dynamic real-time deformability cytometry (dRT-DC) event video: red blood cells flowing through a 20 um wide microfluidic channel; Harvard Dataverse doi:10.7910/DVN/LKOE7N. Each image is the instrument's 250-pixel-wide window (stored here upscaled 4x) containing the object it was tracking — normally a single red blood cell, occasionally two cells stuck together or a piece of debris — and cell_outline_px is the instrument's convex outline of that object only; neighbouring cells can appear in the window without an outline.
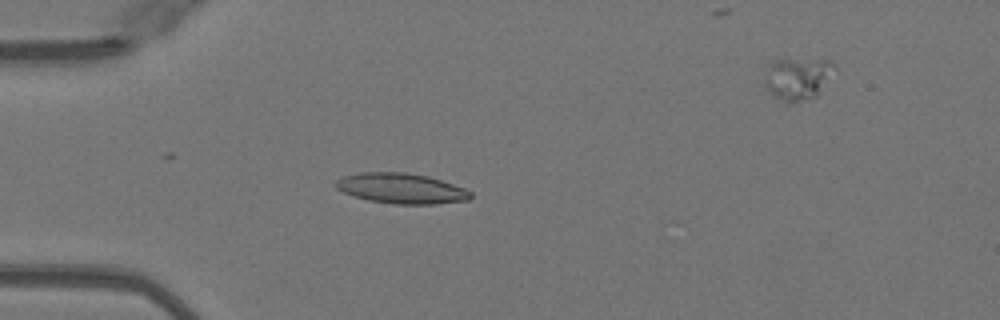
{"species": "Egyptian fruit bat (a non-hibernating species)", "species_latin": "Rousettus aegyptiacus", "temperature_condition": "warm", "stored_images_in_passage": 20, "camera_frame_rate_fps": 3000, "um_per_image_px": 0.085, "animal": {"sex": "female"}, "frame": {"image": 1, "passage_image": 15, "time_ms": 4.667, "image_size_px": [1000, 320], "cell_outline_px": [[472, 196], [468, 200], [436, 204], [396, 204], [368, 200], [344, 192], [336, 188], [332, 184], [336, 180], [344, 176], [360, 172], [404, 172], [428, 176], [464, 188], [472, 192]], "centroid_in_image_um": [34.1, 16.01], "position_along_channel_um": 50.9, "area_um2": 23.76}}
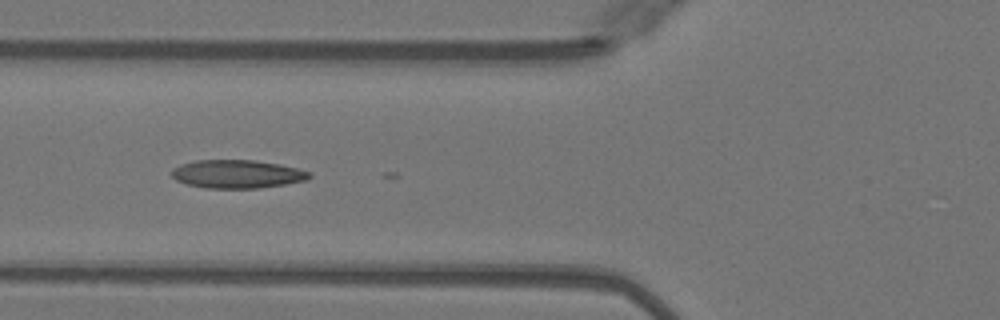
{"frame": {"image": 2, "passage_image": 20, "time_ms": 6.333, "image_size_px": [1000, 320], "cell_outline_px": [[312, 176], [308, 180], [260, 188], [204, 188], [188, 184], [176, 180], [172, 176], [172, 168], [180, 164], [196, 160], [256, 160], [280, 164], [300, 168], [312, 172]], "centroid_in_image_um": [20.2, 14.79], "position_along_channel_um": 105.6, "area_um2": 22.95}}